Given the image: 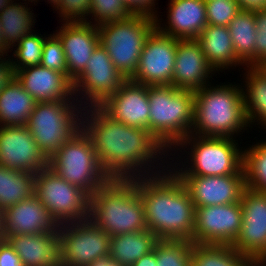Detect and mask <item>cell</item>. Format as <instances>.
Returning a JSON list of instances; mask_svg holds the SVG:
<instances>
[{
  "label": "cell",
  "mask_w": 266,
  "mask_h": 266,
  "mask_svg": "<svg viewBox=\"0 0 266 266\" xmlns=\"http://www.w3.org/2000/svg\"><path fill=\"white\" fill-rule=\"evenodd\" d=\"M36 103L14 76L0 92V126L26 125Z\"/></svg>",
  "instance_id": "484cf974"
},
{
  "label": "cell",
  "mask_w": 266,
  "mask_h": 266,
  "mask_svg": "<svg viewBox=\"0 0 266 266\" xmlns=\"http://www.w3.org/2000/svg\"><path fill=\"white\" fill-rule=\"evenodd\" d=\"M228 29L237 58L246 67H254L256 39L254 10H240L229 23Z\"/></svg>",
  "instance_id": "83f0119b"
},
{
  "label": "cell",
  "mask_w": 266,
  "mask_h": 266,
  "mask_svg": "<svg viewBox=\"0 0 266 266\" xmlns=\"http://www.w3.org/2000/svg\"><path fill=\"white\" fill-rule=\"evenodd\" d=\"M35 174L0 166V208L4 211L34 194Z\"/></svg>",
  "instance_id": "f546056e"
},
{
  "label": "cell",
  "mask_w": 266,
  "mask_h": 266,
  "mask_svg": "<svg viewBox=\"0 0 266 266\" xmlns=\"http://www.w3.org/2000/svg\"><path fill=\"white\" fill-rule=\"evenodd\" d=\"M205 4L208 25L228 26L242 10L236 0H211Z\"/></svg>",
  "instance_id": "8d00e7d4"
},
{
  "label": "cell",
  "mask_w": 266,
  "mask_h": 266,
  "mask_svg": "<svg viewBox=\"0 0 266 266\" xmlns=\"http://www.w3.org/2000/svg\"><path fill=\"white\" fill-rule=\"evenodd\" d=\"M187 144L192 147L188 148L191 149L188 155L190 154L192 163H189L190 168L186 167L184 170L183 167L177 171L173 168L175 175H231L237 174L243 167V150L238 148V143L231 137H195L190 134L176 146H182L183 149L184 145L187 148Z\"/></svg>",
  "instance_id": "9c48e42d"
},
{
  "label": "cell",
  "mask_w": 266,
  "mask_h": 266,
  "mask_svg": "<svg viewBox=\"0 0 266 266\" xmlns=\"http://www.w3.org/2000/svg\"><path fill=\"white\" fill-rule=\"evenodd\" d=\"M256 39L254 66L266 58V8L254 10Z\"/></svg>",
  "instance_id": "ab89813d"
},
{
  "label": "cell",
  "mask_w": 266,
  "mask_h": 266,
  "mask_svg": "<svg viewBox=\"0 0 266 266\" xmlns=\"http://www.w3.org/2000/svg\"><path fill=\"white\" fill-rule=\"evenodd\" d=\"M6 235L57 232L58 223L35 194L3 211Z\"/></svg>",
  "instance_id": "44dd1931"
},
{
  "label": "cell",
  "mask_w": 266,
  "mask_h": 266,
  "mask_svg": "<svg viewBox=\"0 0 266 266\" xmlns=\"http://www.w3.org/2000/svg\"><path fill=\"white\" fill-rule=\"evenodd\" d=\"M0 92L8 85V83L14 78L15 73L13 71L10 58L6 60L0 59Z\"/></svg>",
  "instance_id": "7bdbcfd3"
},
{
  "label": "cell",
  "mask_w": 266,
  "mask_h": 266,
  "mask_svg": "<svg viewBox=\"0 0 266 266\" xmlns=\"http://www.w3.org/2000/svg\"><path fill=\"white\" fill-rule=\"evenodd\" d=\"M49 1V0H48ZM61 0H50L49 3H53V7L55 6V9L59 6Z\"/></svg>",
  "instance_id": "816d5d0a"
},
{
  "label": "cell",
  "mask_w": 266,
  "mask_h": 266,
  "mask_svg": "<svg viewBox=\"0 0 266 266\" xmlns=\"http://www.w3.org/2000/svg\"><path fill=\"white\" fill-rule=\"evenodd\" d=\"M88 219L110 237L147 230L138 181L110 180L90 196Z\"/></svg>",
  "instance_id": "3957f363"
},
{
  "label": "cell",
  "mask_w": 266,
  "mask_h": 266,
  "mask_svg": "<svg viewBox=\"0 0 266 266\" xmlns=\"http://www.w3.org/2000/svg\"><path fill=\"white\" fill-rule=\"evenodd\" d=\"M178 39L155 28L147 37L131 81L142 85H172Z\"/></svg>",
  "instance_id": "9a60e30c"
},
{
  "label": "cell",
  "mask_w": 266,
  "mask_h": 266,
  "mask_svg": "<svg viewBox=\"0 0 266 266\" xmlns=\"http://www.w3.org/2000/svg\"><path fill=\"white\" fill-rule=\"evenodd\" d=\"M149 132L173 150L191 134L194 123V91L173 85H148ZM175 145V146H174Z\"/></svg>",
  "instance_id": "5b68a950"
},
{
  "label": "cell",
  "mask_w": 266,
  "mask_h": 266,
  "mask_svg": "<svg viewBox=\"0 0 266 266\" xmlns=\"http://www.w3.org/2000/svg\"><path fill=\"white\" fill-rule=\"evenodd\" d=\"M94 16L95 25L126 19L133 15L124 0H92L90 15Z\"/></svg>",
  "instance_id": "d590c367"
},
{
  "label": "cell",
  "mask_w": 266,
  "mask_h": 266,
  "mask_svg": "<svg viewBox=\"0 0 266 266\" xmlns=\"http://www.w3.org/2000/svg\"><path fill=\"white\" fill-rule=\"evenodd\" d=\"M262 75L266 77V58L262 59L258 64L254 66Z\"/></svg>",
  "instance_id": "7dc6e473"
},
{
  "label": "cell",
  "mask_w": 266,
  "mask_h": 266,
  "mask_svg": "<svg viewBox=\"0 0 266 266\" xmlns=\"http://www.w3.org/2000/svg\"><path fill=\"white\" fill-rule=\"evenodd\" d=\"M193 244L189 240L159 239L153 248L157 266H190Z\"/></svg>",
  "instance_id": "836d02e7"
},
{
  "label": "cell",
  "mask_w": 266,
  "mask_h": 266,
  "mask_svg": "<svg viewBox=\"0 0 266 266\" xmlns=\"http://www.w3.org/2000/svg\"><path fill=\"white\" fill-rule=\"evenodd\" d=\"M97 28L99 44L124 78L131 79L138 68L147 37L156 28L155 18L133 14L126 19L99 24Z\"/></svg>",
  "instance_id": "8992f818"
},
{
  "label": "cell",
  "mask_w": 266,
  "mask_h": 266,
  "mask_svg": "<svg viewBox=\"0 0 266 266\" xmlns=\"http://www.w3.org/2000/svg\"><path fill=\"white\" fill-rule=\"evenodd\" d=\"M168 5L169 27H161L160 19L155 18L156 28L161 33L179 40L197 39L208 25L204 0H170Z\"/></svg>",
  "instance_id": "603a6c76"
},
{
  "label": "cell",
  "mask_w": 266,
  "mask_h": 266,
  "mask_svg": "<svg viewBox=\"0 0 266 266\" xmlns=\"http://www.w3.org/2000/svg\"><path fill=\"white\" fill-rule=\"evenodd\" d=\"M190 266H258L231 245L193 244Z\"/></svg>",
  "instance_id": "f1b7e54d"
},
{
  "label": "cell",
  "mask_w": 266,
  "mask_h": 266,
  "mask_svg": "<svg viewBox=\"0 0 266 266\" xmlns=\"http://www.w3.org/2000/svg\"><path fill=\"white\" fill-rule=\"evenodd\" d=\"M176 176L187 190L195 208L240 202L246 187L243 168L237 174L231 175Z\"/></svg>",
  "instance_id": "e0dca14e"
},
{
  "label": "cell",
  "mask_w": 266,
  "mask_h": 266,
  "mask_svg": "<svg viewBox=\"0 0 266 266\" xmlns=\"http://www.w3.org/2000/svg\"><path fill=\"white\" fill-rule=\"evenodd\" d=\"M92 0H61L59 6L60 17L64 22H86L90 15ZM66 20V21H65Z\"/></svg>",
  "instance_id": "f35d334b"
},
{
  "label": "cell",
  "mask_w": 266,
  "mask_h": 266,
  "mask_svg": "<svg viewBox=\"0 0 266 266\" xmlns=\"http://www.w3.org/2000/svg\"><path fill=\"white\" fill-rule=\"evenodd\" d=\"M240 203L242 226L231 246L258 266H266V192L245 187Z\"/></svg>",
  "instance_id": "7c38bea8"
},
{
  "label": "cell",
  "mask_w": 266,
  "mask_h": 266,
  "mask_svg": "<svg viewBox=\"0 0 266 266\" xmlns=\"http://www.w3.org/2000/svg\"><path fill=\"white\" fill-rule=\"evenodd\" d=\"M87 108L84 107L86 112L81 114V128L91 139L103 171L110 180H134L161 174L165 170L162 167L161 171L157 164L154 166L155 159L162 154L167 156V150L151 132L113 120L99 106ZM154 168L159 170L150 173Z\"/></svg>",
  "instance_id": "6da1fadb"
},
{
  "label": "cell",
  "mask_w": 266,
  "mask_h": 266,
  "mask_svg": "<svg viewBox=\"0 0 266 266\" xmlns=\"http://www.w3.org/2000/svg\"><path fill=\"white\" fill-rule=\"evenodd\" d=\"M99 107L113 120L149 131L148 85L138 84L127 79Z\"/></svg>",
  "instance_id": "ac0fdd59"
},
{
  "label": "cell",
  "mask_w": 266,
  "mask_h": 266,
  "mask_svg": "<svg viewBox=\"0 0 266 266\" xmlns=\"http://www.w3.org/2000/svg\"><path fill=\"white\" fill-rule=\"evenodd\" d=\"M60 266H87L110 253V236L89 219L60 224L58 229Z\"/></svg>",
  "instance_id": "8fae6325"
},
{
  "label": "cell",
  "mask_w": 266,
  "mask_h": 266,
  "mask_svg": "<svg viewBox=\"0 0 266 266\" xmlns=\"http://www.w3.org/2000/svg\"><path fill=\"white\" fill-rule=\"evenodd\" d=\"M93 22H64L55 35L60 39L67 62V77L73 82L86 68L99 45L98 28Z\"/></svg>",
  "instance_id": "d6986e66"
},
{
  "label": "cell",
  "mask_w": 266,
  "mask_h": 266,
  "mask_svg": "<svg viewBox=\"0 0 266 266\" xmlns=\"http://www.w3.org/2000/svg\"><path fill=\"white\" fill-rule=\"evenodd\" d=\"M4 54H6V56H8L7 51L0 45V59L2 57H4Z\"/></svg>",
  "instance_id": "f5cc1de1"
},
{
  "label": "cell",
  "mask_w": 266,
  "mask_h": 266,
  "mask_svg": "<svg viewBox=\"0 0 266 266\" xmlns=\"http://www.w3.org/2000/svg\"><path fill=\"white\" fill-rule=\"evenodd\" d=\"M23 1H26V0H23ZM29 2H33V1H36L37 2V0H28ZM39 1V0H38Z\"/></svg>",
  "instance_id": "db71d44e"
},
{
  "label": "cell",
  "mask_w": 266,
  "mask_h": 266,
  "mask_svg": "<svg viewBox=\"0 0 266 266\" xmlns=\"http://www.w3.org/2000/svg\"><path fill=\"white\" fill-rule=\"evenodd\" d=\"M154 1L156 0H124V3L133 14H143L156 18L157 11L154 8Z\"/></svg>",
  "instance_id": "b9f144b4"
},
{
  "label": "cell",
  "mask_w": 266,
  "mask_h": 266,
  "mask_svg": "<svg viewBox=\"0 0 266 266\" xmlns=\"http://www.w3.org/2000/svg\"><path fill=\"white\" fill-rule=\"evenodd\" d=\"M15 77L37 103L75 100L73 82L61 72L38 65L16 71Z\"/></svg>",
  "instance_id": "7402d4cb"
},
{
  "label": "cell",
  "mask_w": 266,
  "mask_h": 266,
  "mask_svg": "<svg viewBox=\"0 0 266 266\" xmlns=\"http://www.w3.org/2000/svg\"><path fill=\"white\" fill-rule=\"evenodd\" d=\"M40 65L67 76V62L60 39L53 33L46 37Z\"/></svg>",
  "instance_id": "74e56055"
},
{
  "label": "cell",
  "mask_w": 266,
  "mask_h": 266,
  "mask_svg": "<svg viewBox=\"0 0 266 266\" xmlns=\"http://www.w3.org/2000/svg\"><path fill=\"white\" fill-rule=\"evenodd\" d=\"M45 39L46 38L43 36L31 32L14 45V47L16 45L17 47L12 56H14L17 61L10 59L14 73L22 68L40 65Z\"/></svg>",
  "instance_id": "e575fe53"
},
{
  "label": "cell",
  "mask_w": 266,
  "mask_h": 266,
  "mask_svg": "<svg viewBox=\"0 0 266 266\" xmlns=\"http://www.w3.org/2000/svg\"><path fill=\"white\" fill-rule=\"evenodd\" d=\"M87 266H124L120 262L115 261L113 258L110 257V255L102 256L94 261L92 263L88 264Z\"/></svg>",
  "instance_id": "bcb514c9"
},
{
  "label": "cell",
  "mask_w": 266,
  "mask_h": 266,
  "mask_svg": "<svg viewBox=\"0 0 266 266\" xmlns=\"http://www.w3.org/2000/svg\"><path fill=\"white\" fill-rule=\"evenodd\" d=\"M2 27H1V23H0V45L7 51L9 52V47L4 43V40H3V35H2Z\"/></svg>",
  "instance_id": "681fc988"
},
{
  "label": "cell",
  "mask_w": 266,
  "mask_h": 266,
  "mask_svg": "<svg viewBox=\"0 0 266 266\" xmlns=\"http://www.w3.org/2000/svg\"><path fill=\"white\" fill-rule=\"evenodd\" d=\"M209 64L215 69H227L229 66L242 65L234 52L228 26L207 25L197 37Z\"/></svg>",
  "instance_id": "d4e9b609"
},
{
  "label": "cell",
  "mask_w": 266,
  "mask_h": 266,
  "mask_svg": "<svg viewBox=\"0 0 266 266\" xmlns=\"http://www.w3.org/2000/svg\"><path fill=\"white\" fill-rule=\"evenodd\" d=\"M247 68L249 69H246L245 75L247 89L243 91L246 120L249 127L255 120H259L258 124L266 127V77L255 67Z\"/></svg>",
  "instance_id": "4dcf8cb0"
},
{
  "label": "cell",
  "mask_w": 266,
  "mask_h": 266,
  "mask_svg": "<svg viewBox=\"0 0 266 266\" xmlns=\"http://www.w3.org/2000/svg\"><path fill=\"white\" fill-rule=\"evenodd\" d=\"M13 0H0V12L9 5Z\"/></svg>",
  "instance_id": "f907efd6"
},
{
  "label": "cell",
  "mask_w": 266,
  "mask_h": 266,
  "mask_svg": "<svg viewBox=\"0 0 266 266\" xmlns=\"http://www.w3.org/2000/svg\"><path fill=\"white\" fill-rule=\"evenodd\" d=\"M78 99L74 105L70 100L38 102L30 114L26 126L48 159L81 129L84 107H77Z\"/></svg>",
  "instance_id": "ba28073f"
},
{
  "label": "cell",
  "mask_w": 266,
  "mask_h": 266,
  "mask_svg": "<svg viewBox=\"0 0 266 266\" xmlns=\"http://www.w3.org/2000/svg\"><path fill=\"white\" fill-rule=\"evenodd\" d=\"M24 266H60L58 232L6 235Z\"/></svg>",
  "instance_id": "cb8c5ba5"
},
{
  "label": "cell",
  "mask_w": 266,
  "mask_h": 266,
  "mask_svg": "<svg viewBox=\"0 0 266 266\" xmlns=\"http://www.w3.org/2000/svg\"><path fill=\"white\" fill-rule=\"evenodd\" d=\"M0 166L36 174L49 167L26 125L0 126Z\"/></svg>",
  "instance_id": "2e32d148"
},
{
  "label": "cell",
  "mask_w": 266,
  "mask_h": 266,
  "mask_svg": "<svg viewBox=\"0 0 266 266\" xmlns=\"http://www.w3.org/2000/svg\"><path fill=\"white\" fill-rule=\"evenodd\" d=\"M241 9L259 10L265 8V0H236Z\"/></svg>",
  "instance_id": "ee69618b"
},
{
  "label": "cell",
  "mask_w": 266,
  "mask_h": 266,
  "mask_svg": "<svg viewBox=\"0 0 266 266\" xmlns=\"http://www.w3.org/2000/svg\"><path fill=\"white\" fill-rule=\"evenodd\" d=\"M212 72L215 73V69L207 61L197 39H178L172 77L174 87L195 92L207 85L206 80L212 78Z\"/></svg>",
  "instance_id": "ffe728a7"
},
{
  "label": "cell",
  "mask_w": 266,
  "mask_h": 266,
  "mask_svg": "<svg viewBox=\"0 0 266 266\" xmlns=\"http://www.w3.org/2000/svg\"><path fill=\"white\" fill-rule=\"evenodd\" d=\"M4 238L3 210L0 208V240Z\"/></svg>",
  "instance_id": "c3c4849f"
},
{
  "label": "cell",
  "mask_w": 266,
  "mask_h": 266,
  "mask_svg": "<svg viewBox=\"0 0 266 266\" xmlns=\"http://www.w3.org/2000/svg\"><path fill=\"white\" fill-rule=\"evenodd\" d=\"M49 167L62 179L90 196L110 181L104 173L92 141L81 128L50 158Z\"/></svg>",
  "instance_id": "52a82bcc"
},
{
  "label": "cell",
  "mask_w": 266,
  "mask_h": 266,
  "mask_svg": "<svg viewBox=\"0 0 266 266\" xmlns=\"http://www.w3.org/2000/svg\"><path fill=\"white\" fill-rule=\"evenodd\" d=\"M34 194L58 225L88 220L90 195L62 179L50 167L35 174Z\"/></svg>",
  "instance_id": "30bf717a"
},
{
  "label": "cell",
  "mask_w": 266,
  "mask_h": 266,
  "mask_svg": "<svg viewBox=\"0 0 266 266\" xmlns=\"http://www.w3.org/2000/svg\"><path fill=\"white\" fill-rule=\"evenodd\" d=\"M242 168L246 187L266 192V141L243 150Z\"/></svg>",
  "instance_id": "d6a6232c"
},
{
  "label": "cell",
  "mask_w": 266,
  "mask_h": 266,
  "mask_svg": "<svg viewBox=\"0 0 266 266\" xmlns=\"http://www.w3.org/2000/svg\"><path fill=\"white\" fill-rule=\"evenodd\" d=\"M22 4L11 2L0 12L3 40L10 49L24 36L30 34L33 23H36L30 7Z\"/></svg>",
  "instance_id": "1f68e13d"
},
{
  "label": "cell",
  "mask_w": 266,
  "mask_h": 266,
  "mask_svg": "<svg viewBox=\"0 0 266 266\" xmlns=\"http://www.w3.org/2000/svg\"><path fill=\"white\" fill-rule=\"evenodd\" d=\"M125 81L126 79L114 66L107 51L99 44L87 62L85 70L73 81L74 94L83 95L81 101L78 100L79 106H82L85 96L84 107L87 104V107L99 106Z\"/></svg>",
  "instance_id": "4fadbf2b"
},
{
  "label": "cell",
  "mask_w": 266,
  "mask_h": 266,
  "mask_svg": "<svg viewBox=\"0 0 266 266\" xmlns=\"http://www.w3.org/2000/svg\"><path fill=\"white\" fill-rule=\"evenodd\" d=\"M159 239L147 230L110 237V257L124 266H131L151 252Z\"/></svg>",
  "instance_id": "4316f807"
},
{
  "label": "cell",
  "mask_w": 266,
  "mask_h": 266,
  "mask_svg": "<svg viewBox=\"0 0 266 266\" xmlns=\"http://www.w3.org/2000/svg\"><path fill=\"white\" fill-rule=\"evenodd\" d=\"M167 171L136 179L147 228L158 239L192 242L195 206L181 181Z\"/></svg>",
  "instance_id": "7a4b0ae2"
},
{
  "label": "cell",
  "mask_w": 266,
  "mask_h": 266,
  "mask_svg": "<svg viewBox=\"0 0 266 266\" xmlns=\"http://www.w3.org/2000/svg\"><path fill=\"white\" fill-rule=\"evenodd\" d=\"M243 221L240 202L195 208L194 244L232 245Z\"/></svg>",
  "instance_id": "5bb4252c"
},
{
  "label": "cell",
  "mask_w": 266,
  "mask_h": 266,
  "mask_svg": "<svg viewBox=\"0 0 266 266\" xmlns=\"http://www.w3.org/2000/svg\"><path fill=\"white\" fill-rule=\"evenodd\" d=\"M0 266H24L6 239L0 240Z\"/></svg>",
  "instance_id": "60d3db41"
},
{
  "label": "cell",
  "mask_w": 266,
  "mask_h": 266,
  "mask_svg": "<svg viewBox=\"0 0 266 266\" xmlns=\"http://www.w3.org/2000/svg\"><path fill=\"white\" fill-rule=\"evenodd\" d=\"M208 86L211 85L194 92V123L191 134L233 138L235 133L247 129L249 125L244 109V88L232 84Z\"/></svg>",
  "instance_id": "277c9868"
},
{
  "label": "cell",
  "mask_w": 266,
  "mask_h": 266,
  "mask_svg": "<svg viewBox=\"0 0 266 266\" xmlns=\"http://www.w3.org/2000/svg\"><path fill=\"white\" fill-rule=\"evenodd\" d=\"M131 266H157L154 249L151 252L143 255L139 260H137Z\"/></svg>",
  "instance_id": "f6af8a7d"
}]
</instances>
